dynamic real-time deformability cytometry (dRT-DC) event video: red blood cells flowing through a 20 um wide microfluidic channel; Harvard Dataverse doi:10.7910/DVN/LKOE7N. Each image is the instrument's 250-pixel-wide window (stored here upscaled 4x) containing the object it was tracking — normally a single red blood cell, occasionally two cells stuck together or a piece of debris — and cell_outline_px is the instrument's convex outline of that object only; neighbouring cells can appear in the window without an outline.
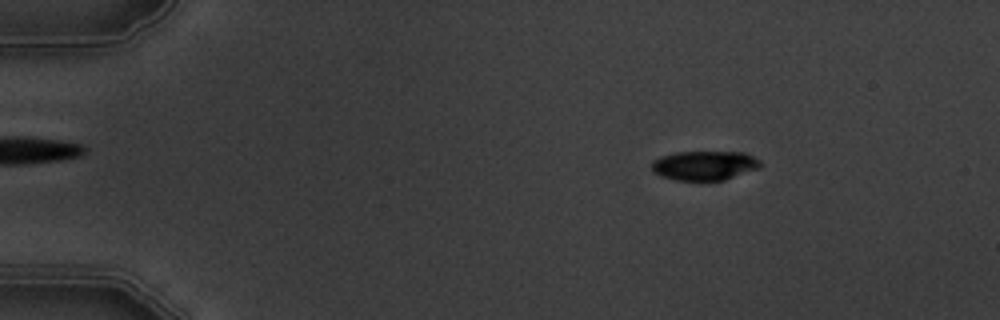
{"species": "common noctule bat (a hibernating species)", "species_latin": "Nyctalus noctula", "temperature_condition": "warm", "stored_images_in_passage": 3, "camera_frame_rate_fps": 3000, "um_per_image_px": 0.085, "animal": {"sex": "male", "body_mass_g": 19.5, "forearm_length_mm": 54.6}, "frame": {"image": 1, "passage_image": 1, "time_ms": 0.0, "image_size_px": [1000, 320], "cell_outline_px": [[760, 168], [724, 180], [676, 180], [660, 176], [652, 172], [652, 160], [660, 156], [676, 152], [744, 152], [760, 160]], "centroid_in_image_um": [59.85, 14.06], "position_along_channel_um": 25.1, "area_um2": 18.67}}